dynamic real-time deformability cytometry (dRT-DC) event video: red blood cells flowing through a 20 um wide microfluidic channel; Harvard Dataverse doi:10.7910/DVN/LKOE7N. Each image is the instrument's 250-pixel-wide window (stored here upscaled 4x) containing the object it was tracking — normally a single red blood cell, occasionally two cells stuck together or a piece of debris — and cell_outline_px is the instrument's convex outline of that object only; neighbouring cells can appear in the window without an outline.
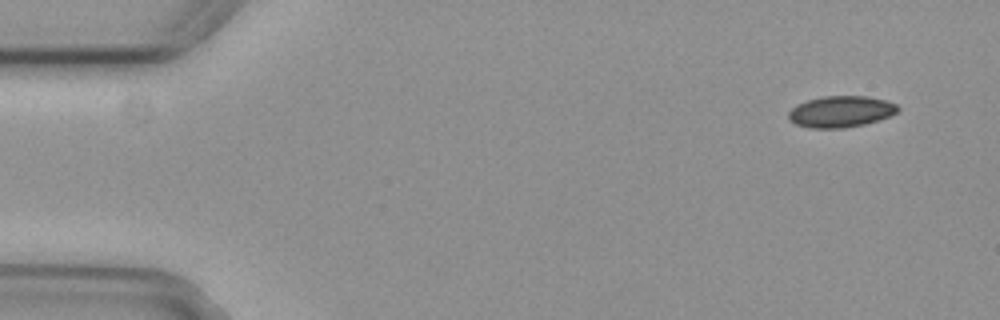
{"species": "common noctule bat (a hibernating species)", "species_latin": "Nyctalus noctula", "temperature_condition": "cold", "stored_images_in_passage": 4, "camera_frame_rate_fps": 3000, "um_per_image_px": 0.085, "animal": {"sex": "female", "body_mass_g": 29.2, "forearm_length_mm": 56.3}, "frame": {"image": 1, "passage_image": 1, "time_ms": 0.0, "image_size_px": [1000, 320], "cell_outline_px": [[900, 108], [896, 112], [888, 116], [864, 124], [844, 128], [808, 128], [796, 124], [788, 120], [788, 112], [796, 104], [808, 100], [824, 96], [868, 96], [888, 100], [896, 104]], "centroid_in_image_um": [71.44, 9.48], "position_along_channel_um": 13.6, "area_um2": 20.0}}
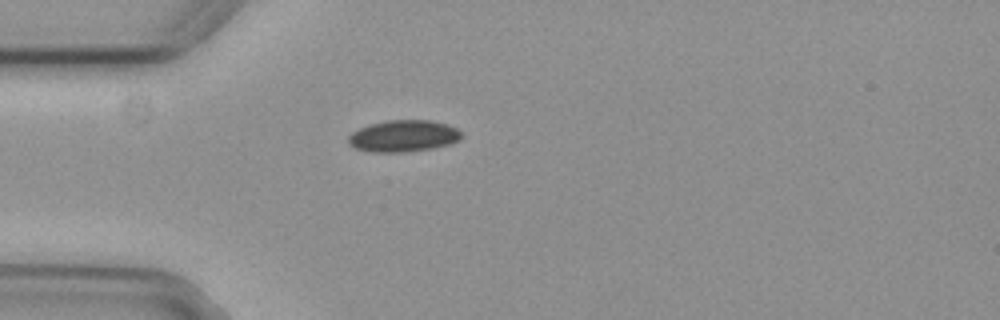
{"frame": {"image": 2, "passage_image": 4, "time_ms": 1.0, "image_size_px": [1000, 320], "cell_outline_px": [[464, 136], [460, 140], [448, 144], [432, 148], [404, 152], [372, 152], [356, 148], [348, 144], [348, 136], [352, 132], [360, 128], [372, 124], [388, 120], [432, 120], [448, 124], [456, 128]], "centroid_in_image_um": [34.31, 11.56], "position_along_channel_um": 50.7, "area_um2": 20.87}}